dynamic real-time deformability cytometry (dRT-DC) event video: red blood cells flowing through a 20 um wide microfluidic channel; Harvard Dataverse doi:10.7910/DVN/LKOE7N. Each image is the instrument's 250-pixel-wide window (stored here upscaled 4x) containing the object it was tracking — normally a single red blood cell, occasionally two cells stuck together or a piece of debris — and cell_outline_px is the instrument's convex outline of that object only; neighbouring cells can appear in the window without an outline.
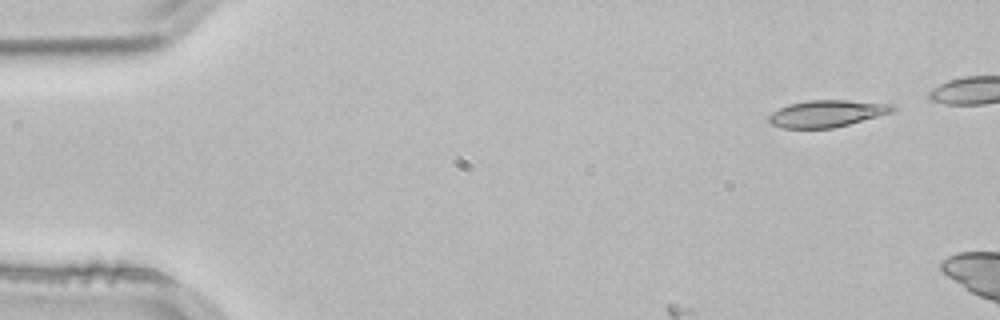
{"species": "common noctule bat (a hibernating species)", "species_latin": "Nyctalus noctula", "temperature_condition": "room temperature", "stored_images_in_passage": 2, "camera_frame_rate_fps": 3000, "um_per_image_px": 0.085, "animal": {"sex": "male", "body_mass_g": 21.5, "forearm_length_mm": 52.0}, "frame": {"image": 1, "passage_image": 1, "time_ms": 0.0, "image_size_px": [1000, 320], "cell_outline_px": [[896, 108], [892, 112], [848, 124], [832, 128], [780, 128], [768, 124], [768, 116], [772, 112], [788, 104], [808, 100], [848, 100], [892, 104]], "centroid_in_image_um": [70.22, 9.65], "position_along_channel_um": 14.8, "area_um2": 19.36}}